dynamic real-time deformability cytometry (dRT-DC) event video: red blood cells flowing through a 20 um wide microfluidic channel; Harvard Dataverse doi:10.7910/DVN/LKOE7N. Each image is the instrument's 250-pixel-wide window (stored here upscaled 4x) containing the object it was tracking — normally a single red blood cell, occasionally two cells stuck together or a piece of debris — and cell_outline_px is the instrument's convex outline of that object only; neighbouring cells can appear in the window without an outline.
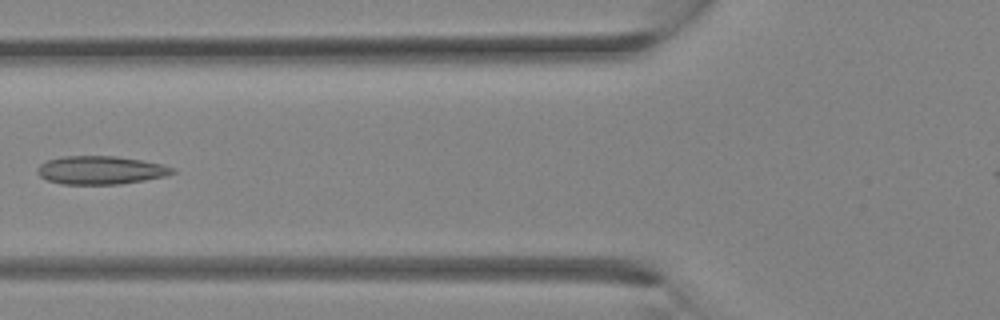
{"species": "Egyptian fruit bat (a non-hibernating species)", "species_latin": "Rousettus aegyptiacus", "temperature_condition": "room temperature", "stored_images_in_passage": 8, "camera_frame_rate_fps": 3000, "um_per_image_px": 0.085, "animal": {"sex": "female"}, "frame": {"image": 1, "passage_image": 3, "time_ms": 0.667, "image_size_px": [1000, 320], "cell_outline_px": [[176, 172], [164, 176], [144, 180], [120, 184], [60, 184], [48, 180], [40, 176], [36, 172], [36, 168], [40, 164], [48, 160], [60, 156], [116, 156], [140, 160], [160, 164], [176, 168]], "centroid_in_image_um": [8.52, 14.46], "position_along_channel_um": 117.3, "area_um2": 22.25}}
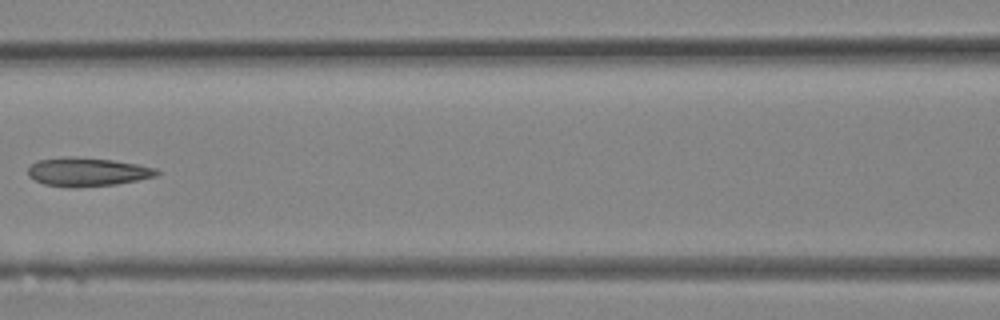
{"frame": {"image": 2, "passage_image": 5, "time_ms": 1.333, "image_size_px": [1000, 320], "cell_outline_px": [[160, 172], [156, 176], [116, 184], [76, 188], [72, 188], [44, 184], [28, 176], [28, 168], [36, 160], [68, 156], [72, 156], [112, 160], [136, 164], [156, 168]], "centroid_in_image_um": [7.39, 14.61], "position_along_channel_um": 159.2, "area_um2": 21.5}}
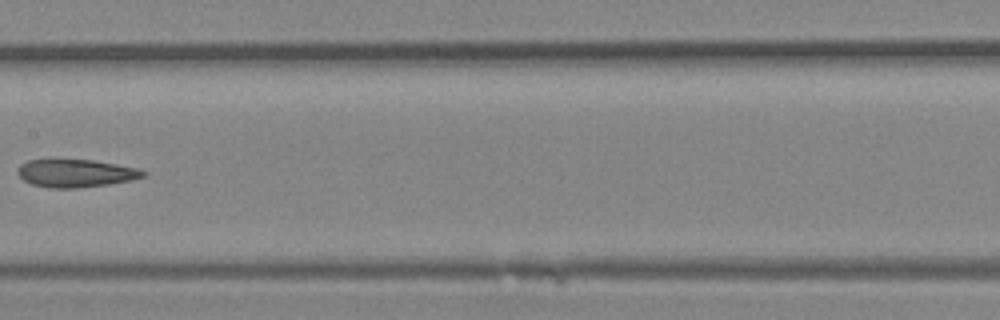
{"frame": {"image": 3, "passage_image": 7, "time_ms": 2.0, "image_size_px": [1000, 320], "cell_outline_px": [[148, 172], [144, 176], [132, 180], [108, 184], [76, 188], [48, 188], [32, 184], [24, 180], [16, 172], [16, 168], [20, 164], [28, 160], [48, 156], [92, 160], [116, 164], [136, 168]], "centroid_in_image_um": [6.34, 14.67], "position_along_channel_um": 201.1, "area_um2": 21.21}}